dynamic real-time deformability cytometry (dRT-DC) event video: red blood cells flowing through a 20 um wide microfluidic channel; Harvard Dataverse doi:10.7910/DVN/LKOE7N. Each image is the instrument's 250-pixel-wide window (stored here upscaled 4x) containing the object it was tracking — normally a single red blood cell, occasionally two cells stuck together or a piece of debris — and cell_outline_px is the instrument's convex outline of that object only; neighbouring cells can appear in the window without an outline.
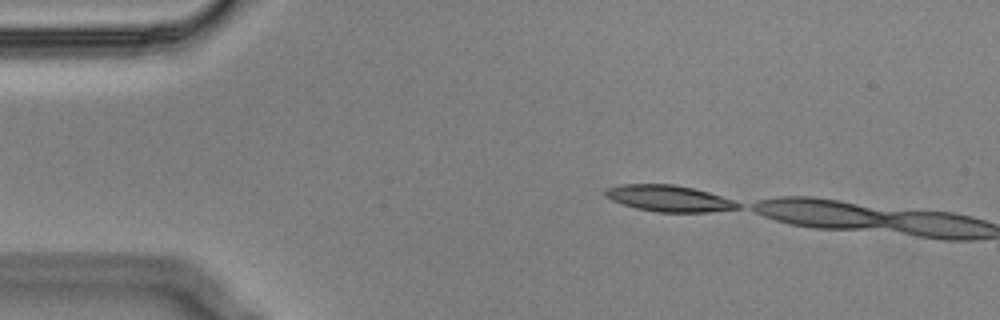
{"species": "Egyptian fruit bat (a non-hibernating species)", "species_latin": "Rousettus aegyptiacus", "temperature_condition": "cold", "stored_images_in_passage": 4, "camera_frame_rate_fps": 3000, "um_per_image_px": 0.085, "animal": {"sex": "male"}, "frame": {"image": 1, "passage_image": 1, "time_ms": 0.0, "image_size_px": [1000, 320], "cell_outline_px": [[740, 208], [708, 212], [656, 212], [636, 208], [612, 200], [604, 196], [604, 188], [620, 184], [672, 184], [692, 188], [708, 192], [732, 200], [740, 204]], "centroid_in_image_um": [56.8, 16.86], "position_along_channel_um": 28.2, "area_um2": 20.23}}